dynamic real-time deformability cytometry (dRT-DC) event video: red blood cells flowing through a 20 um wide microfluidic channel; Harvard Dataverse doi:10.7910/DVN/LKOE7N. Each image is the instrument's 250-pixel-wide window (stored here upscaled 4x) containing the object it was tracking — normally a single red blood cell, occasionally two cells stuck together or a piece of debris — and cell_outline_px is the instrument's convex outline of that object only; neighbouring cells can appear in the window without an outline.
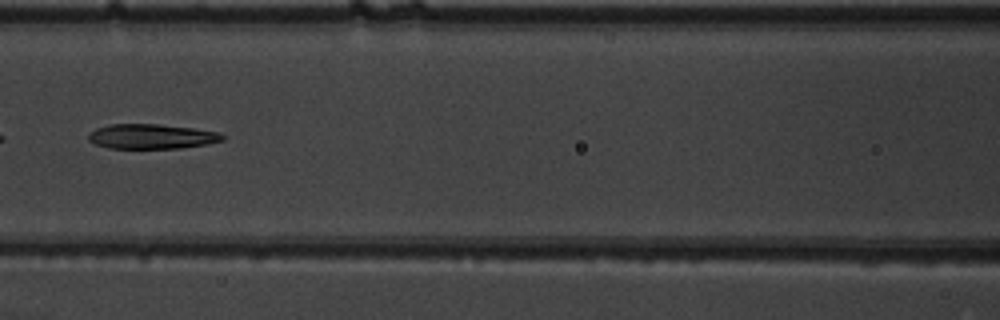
{"species": "common noctule bat (a hibernating species)", "species_latin": "Nyctalus noctula", "temperature_condition": "warm", "stored_images_in_passage": 7, "camera_frame_rate_fps": 3000, "um_per_image_px": 0.085, "animal": {"sex": "male", "body_mass_g": 19.5, "forearm_length_mm": 54.6}, "frame": {"image": 1, "passage_image": 7, "time_ms": 2.0, "image_size_px": [1000, 320], "cell_outline_px": [[224, 140], [208, 144], [180, 148], [108, 148], [96, 144], [88, 140], [88, 136], [96, 128], [112, 124], [160, 124], [192, 128], [220, 132], [224, 136]], "centroid_in_image_um": [12.92, 11.6], "position_along_channel_um": 153.7, "area_um2": 19.31}}